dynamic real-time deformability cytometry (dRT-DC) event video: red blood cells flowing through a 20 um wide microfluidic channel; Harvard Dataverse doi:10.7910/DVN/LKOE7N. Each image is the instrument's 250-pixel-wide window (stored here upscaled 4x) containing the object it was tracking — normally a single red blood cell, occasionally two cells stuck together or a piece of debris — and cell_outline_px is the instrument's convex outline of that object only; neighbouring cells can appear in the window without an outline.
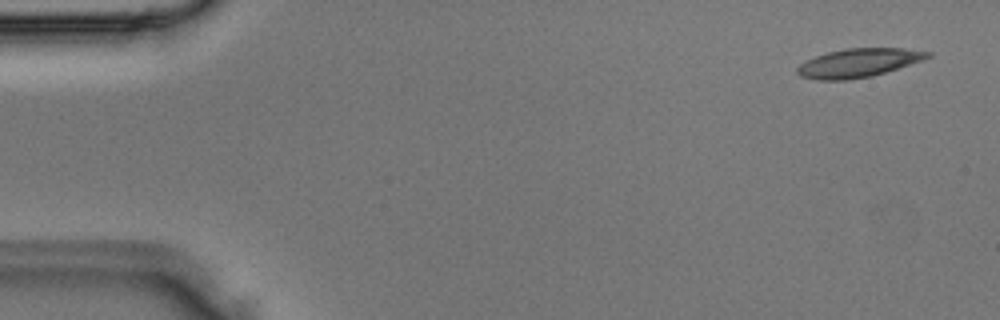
{"species": "Egyptian fruit bat (a non-hibernating species)", "species_latin": "Rousettus aegyptiacus", "temperature_condition": "room temperature", "stored_images_in_passage": 3, "camera_frame_rate_fps": 3000, "um_per_image_px": 0.085, "animal": {"sex": "male"}, "frame": {"image": 1, "passage_image": 1, "time_ms": 0.0, "image_size_px": [1000, 320], "cell_outline_px": [[932, 56], [924, 60], [872, 76], [848, 80], [816, 80], [800, 76], [796, 72], [796, 68], [800, 64], [816, 56], [828, 52], [844, 48], [904, 48], [932, 52]], "centroid_in_image_um": [72.98, 5.34], "position_along_channel_um": 12.0, "area_um2": 21.85}}